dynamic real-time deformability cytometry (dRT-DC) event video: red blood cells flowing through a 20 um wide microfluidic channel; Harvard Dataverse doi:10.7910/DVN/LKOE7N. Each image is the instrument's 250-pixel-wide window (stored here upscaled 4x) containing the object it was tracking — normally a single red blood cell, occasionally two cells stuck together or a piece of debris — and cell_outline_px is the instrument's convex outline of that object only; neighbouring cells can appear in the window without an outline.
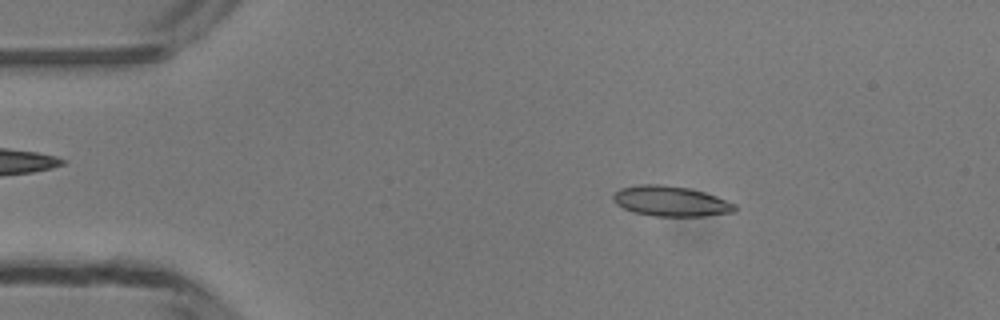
{"species": "common noctule bat (a hibernating species)", "species_latin": "Nyctalus noctula", "temperature_condition": "room temperature", "stored_images_in_passage": 48, "camera_frame_rate_fps": 3000, "um_per_image_px": 0.085, "animal": {"sex": "male", "body_mass_g": 13.3}, "frame": {"image": 1, "passage_image": 8, "time_ms": 2.333, "image_size_px": [1000, 320], "cell_outline_px": [[736, 212], [704, 216], [656, 216], [632, 212], [616, 204], [612, 200], [612, 196], [620, 188], [640, 184], [660, 184], [688, 188], [704, 192], [716, 196], [736, 204]], "centroid_in_image_um": [57.01, 17.1], "position_along_channel_um": 28.0, "area_um2": 21.5}}
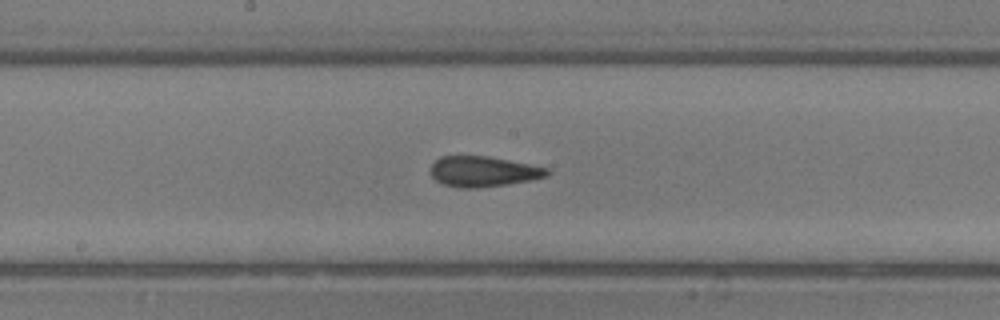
{"frame": {"image": 2, "passage_image": 25, "time_ms": 8.0, "image_size_px": [1000, 320], "cell_outline_px": [[552, 172], [548, 176], [532, 180], [508, 184], [476, 188], [460, 188], [444, 184], [436, 180], [428, 172], [432, 164], [440, 156], [488, 156], [548, 168]], "centroid_in_image_um": [41.07, 14.58], "position_along_channel_um": 207.1, "area_um2": 20.75}}
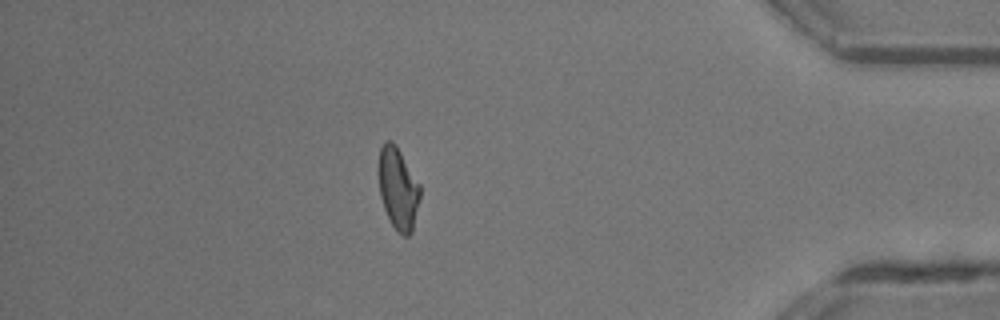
{"frame": {"image": 3, "passage_image": 42, "time_ms": 13.667, "image_size_px": [1000, 320], "cell_outline_px": [[420, 196], [412, 232], [408, 236], [404, 236], [396, 232], [384, 208], [380, 196], [380, 148], [384, 140], [392, 140], [396, 144], [420, 184]], "centroid_in_image_um": [33.86, 16.03], "position_along_channel_um": 401.3, "area_um2": 19.59}, "authors_computed_cell_mechanics": {"area_um2": 20.7502, "velocity_mm_per_s": 4.2003, "shape_relaxation_time_tau1_ms": 9.1778, "shape_relaxation_time_tau2_ms": 1.3286, "deformation_change_tau1": 0.2126, "deformation_change_tau2": 0.0603}}